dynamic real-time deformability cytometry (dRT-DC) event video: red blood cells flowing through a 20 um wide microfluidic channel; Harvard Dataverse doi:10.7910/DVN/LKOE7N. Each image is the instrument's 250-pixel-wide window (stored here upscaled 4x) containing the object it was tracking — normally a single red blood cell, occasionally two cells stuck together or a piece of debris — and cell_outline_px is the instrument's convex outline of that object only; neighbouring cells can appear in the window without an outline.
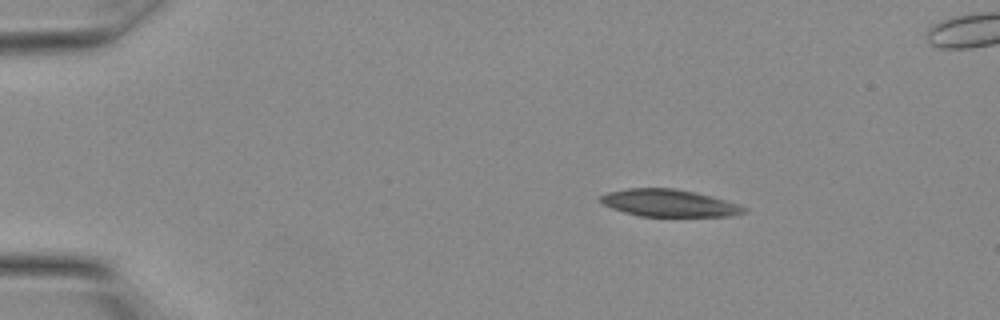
{"species": "Egyptian fruit bat (a non-hibernating species)", "species_latin": "Rousettus aegyptiacus", "temperature_condition": "warm", "stored_images_in_passage": 7, "camera_frame_rate_fps": 3000, "um_per_image_px": 0.085, "animal": {"sex": "female"}, "frame": {"image": 1, "passage_image": 1, "time_ms": 0.0, "image_size_px": [1000, 320], "cell_outline_px": [[748, 208], [744, 212], [732, 216], [640, 216], [624, 212], [612, 208], [604, 204], [600, 200], [600, 196], [608, 192], [628, 188], [672, 188], [696, 192], [712, 196], [740, 204]], "centroid_in_image_um": [56.9, 17.26], "position_along_channel_um": 28.1, "area_um2": 22.72}}
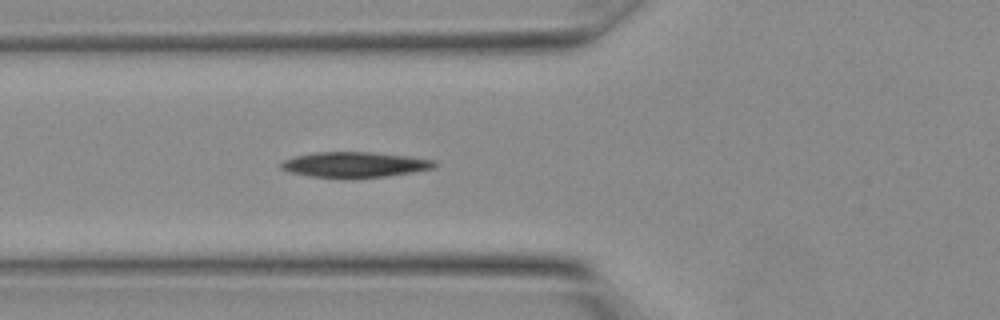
{"frame": {"image": 2, "passage_image": 7, "time_ms": 2.0, "image_size_px": [1000, 320], "cell_outline_px": [[436, 164], [432, 168], [412, 172], [384, 176], [312, 176], [288, 172], [280, 168], [280, 164], [284, 160], [296, 156], [316, 152], [372, 152], [408, 156], [436, 160]], "centroid_in_image_um": [30.14, 13.96], "position_along_channel_um": 95.7, "area_um2": 21.96}}